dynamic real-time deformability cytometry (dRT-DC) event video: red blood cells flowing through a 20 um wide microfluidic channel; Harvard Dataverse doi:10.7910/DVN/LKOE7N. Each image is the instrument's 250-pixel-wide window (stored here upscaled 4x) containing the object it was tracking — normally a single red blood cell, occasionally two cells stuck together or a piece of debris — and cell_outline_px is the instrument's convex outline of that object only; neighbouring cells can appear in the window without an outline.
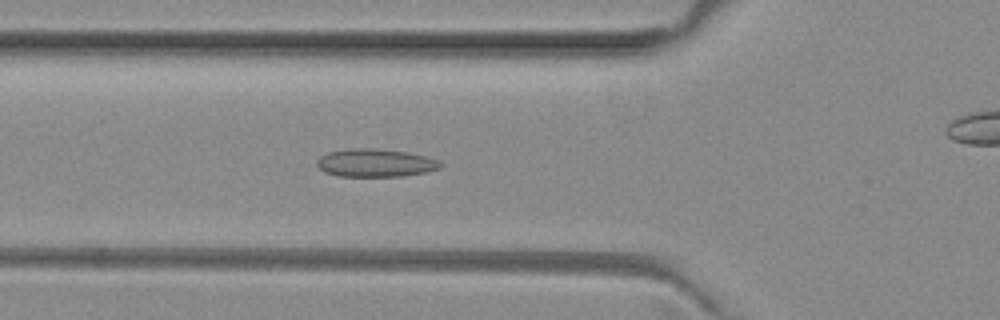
{"species": "common noctule bat (a hibernating species)", "species_latin": "Nyctalus noctula", "temperature_condition": "room temperature", "stored_images_in_passage": 52, "camera_frame_rate_fps": 3000, "um_per_image_px": 0.085, "animal": {"sex": "female", "body_mass_g": 29.2, "forearm_length_mm": 56.3}, "frame": {"image": 1, "passage_image": 18, "time_ms": 5.667, "image_size_px": [1000, 320], "cell_outline_px": [[444, 164], [440, 168], [428, 172], [404, 176], [340, 176], [324, 172], [316, 164], [316, 160], [320, 156], [328, 152], [352, 148], [372, 148], [408, 152], [440, 160]], "centroid_in_image_um": [31.93, 13.85], "position_along_channel_um": 93.9, "area_um2": 20.29}}
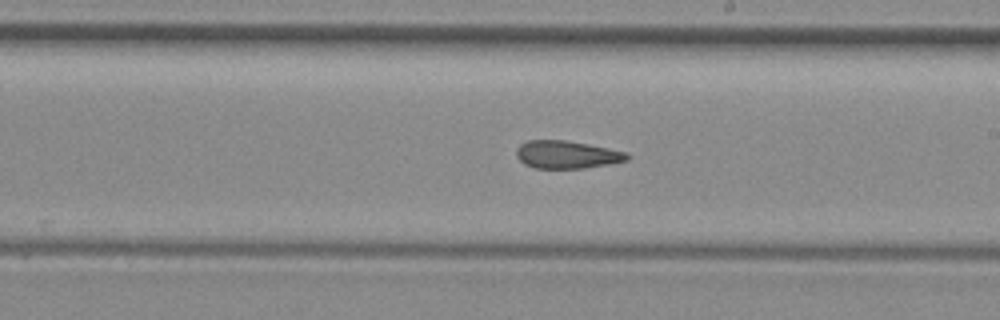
{"frame": {"image": 2, "passage_image": 29, "time_ms": 9.333, "image_size_px": [1000, 320], "cell_outline_px": [[628, 160], [608, 164], [584, 168], [536, 168], [524, 164], [516, 156], [516, 148], [520, 144], [528, 140], [564, 140], [588, 144], [628, 152]], "centroid_in_image_um": [48.16, 13.14], "position_along_channel_um": 240.8, "area_um2": 17.86}}
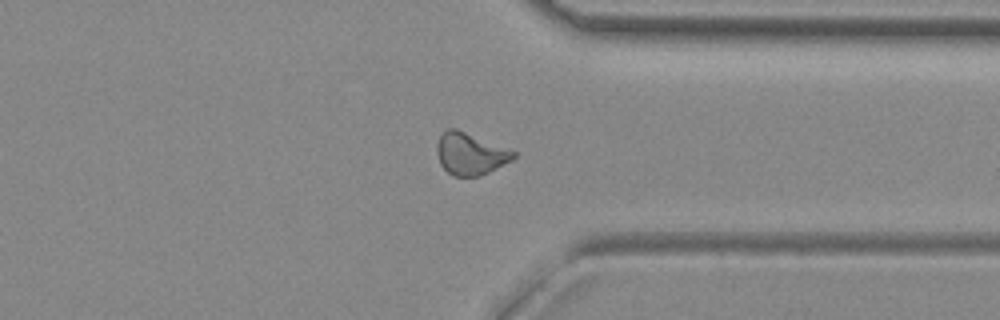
{"frame": {"image": 3, "passage_image": 39, "time_ms": 12.667, "image_size_px": [1000, 320], "cell_outline_px": [[516, 156], [512, 160], [480, 176], [452, 176], [440, 164], [436, 152], [436, 144], [440, 136], [448, 128], [456, 128], [516, 152]], "centroid_in_image_um": [39.94, 13.08], "position_along_channel_um": 371.5, "area_um2": 18.55}, "authors_computed_cell_mechanics": {"area_um2": 19.074, "velocity_mm_per_s": 4.0058, "shape_relaxation_time_tau1_ms": null, "shape_relaxation_time_tau2_ms": 3.0214, "deformation_change_tau1": null, "deformation_change_tau2": 0.1095}}